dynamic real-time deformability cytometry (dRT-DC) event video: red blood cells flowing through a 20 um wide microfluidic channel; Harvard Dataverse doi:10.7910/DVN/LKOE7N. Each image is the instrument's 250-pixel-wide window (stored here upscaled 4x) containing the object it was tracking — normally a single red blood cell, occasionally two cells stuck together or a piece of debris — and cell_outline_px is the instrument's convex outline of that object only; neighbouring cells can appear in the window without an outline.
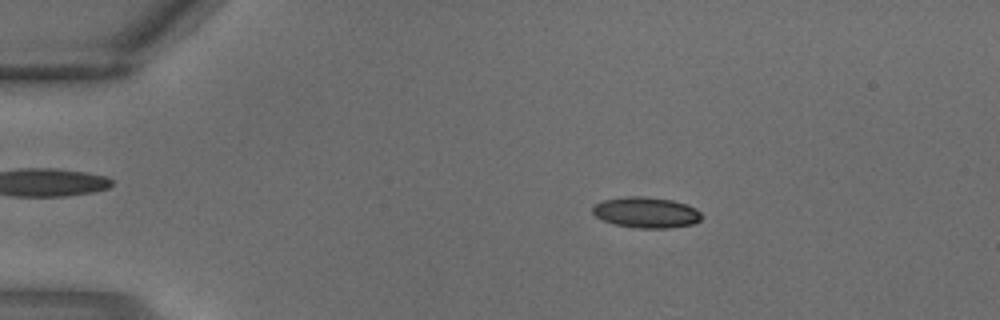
{"species": "common noctule bat (a hibernating species)", "species_latin": "Nyctalus noctula", "temperature_condition": "warm", "stored_images_in_passage": 2, "camera_frame_rate_fps": 3000, "um_per_image_px": 0.085, "animal": {"sex": "male", "body_mass_g": 18.8}, "frame": {"image": 1, "passage_image": 1, "time_ms": 0.0, "image_size_px": [1000, 320], "cell_outline_px": [[704, 216], [700, 220], [692, 224], [668, 228], [636, 228], [616, 224], [600, 220], [592, 212], [592, 204], [604, 200], [628, 196], [644, 196], [672, 200], [696, 208]], "centroid_in_image_um": [54.9, 18.06], "position_along_channel_um": 30.1, "area_um2": 19.65}}
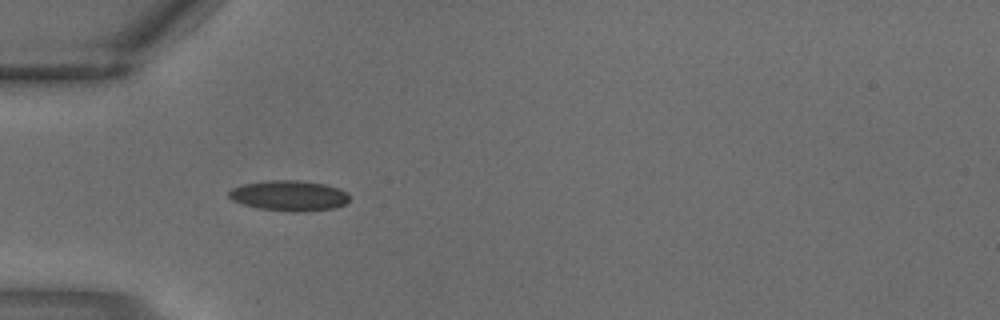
{"frame": {"image": 2, "passage_image": 2, "time_ms": 0.333, "image_size_px": [1000, 320], "cell_outline_px": [[348, 200], [344, 204], [336, 208], [304, 212], [292, 212], [260, 208], [244, 204], [232, 200], [228, 196], [228, 192], [232, 188], [244, 184], [268, 180], [296, 180], [324, 184], [340, 188], [348, 192]], "centroid_in_image_um": [24.6, 16.63], "position_along_channel_um": 60.4, "area_um2": 21.39}}